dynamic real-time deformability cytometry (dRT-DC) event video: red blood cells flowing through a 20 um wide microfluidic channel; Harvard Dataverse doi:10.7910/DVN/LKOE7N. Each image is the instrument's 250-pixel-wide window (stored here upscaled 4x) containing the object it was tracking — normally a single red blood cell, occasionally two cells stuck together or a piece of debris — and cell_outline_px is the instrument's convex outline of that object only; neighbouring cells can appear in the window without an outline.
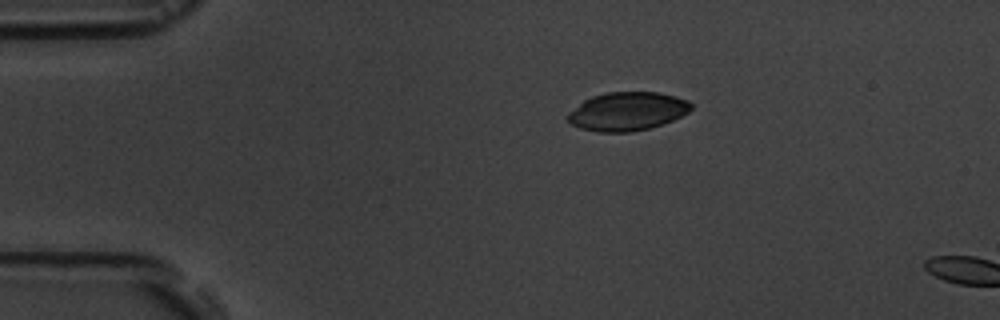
{"species": "common noctule bat (a hibernating species)", "species_latin": "Nyctalus noctula", "temperature_condition": "room temperature", "stored_images_in_passage": 2, "camera_frame_rate_fps": 3000, "um_per_image_px": 0.085, "animal": {"sex": "male", "body_mass_g": 19.5, "forearm_length_mm": 54.6}, "frame": {"image": 1, "passage_image": 1, "time_ms": 0.0, "image_size_px": [1000, 320], "cell_outline_px": [[692, 108], [688, 112], [672, 120], [648, 128], [632, 132], [600, 132], [580, 128], [572, 124], [564, 116], [568, 112], [584, 100], [592, 96], [604, 92], [656, 92], [676, 96], [688, 100], [692, 104]], "centroid_in_image_um": [53.29, 9.46], "position_along_channel_um": 31.7, "area_um2": 27.69}}